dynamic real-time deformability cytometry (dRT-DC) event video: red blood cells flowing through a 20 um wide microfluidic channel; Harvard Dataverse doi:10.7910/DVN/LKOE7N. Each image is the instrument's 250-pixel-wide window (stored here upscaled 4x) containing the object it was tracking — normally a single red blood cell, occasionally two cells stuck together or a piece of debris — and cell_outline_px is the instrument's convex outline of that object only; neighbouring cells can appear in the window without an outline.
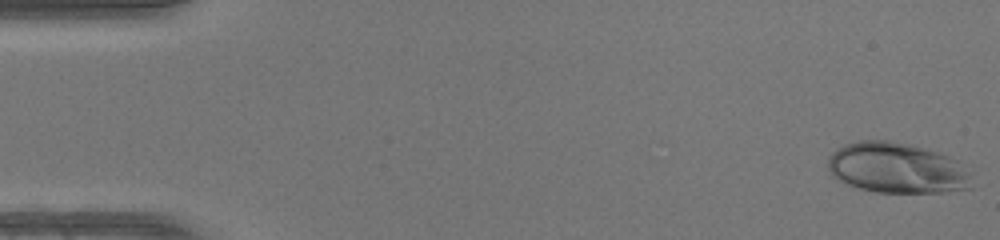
{"species": "human", "species_latin": "Homo sapiens", "temperature_condition": "warm", "stored_images_in_passage": 48, "camera_frame_rate_fps": 3000, "um_per_image_px": 0.085, "donor": {"sex": "female"}, "frame": {"image": 1, "passage_image": 1, "time_ms": 0.0, "image_size_px": [1000, 240], "cell_outline_px": [[972, 188], [944, 192], [876, 192], [860, 188], [836, 180], [832, 176], [828, 168], [828, 156], [836, 148], [844, 144], [860, 140], [888, 140], [928, 148], [960, 160], [972, 176]], "centroid_in_image_um": [76.26, 14.27], "position_along_channel_um": 8.7, "area_um2": 43.0}}
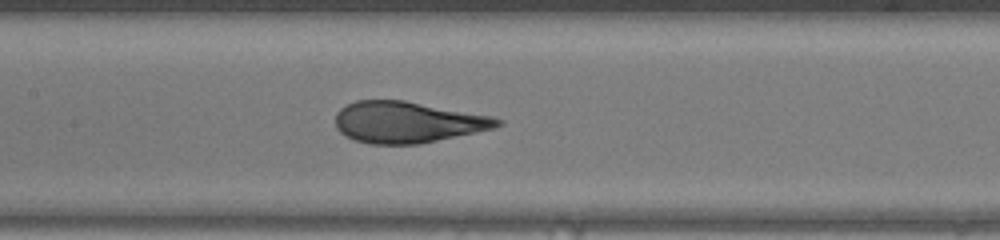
{"frame": {"image": 2, "passage_image": 23, "time_ms": 7.333, "image_size_px": [1000, 240], "cell_outline_px": [[504, 124], [496, 128], [420, 144], [368, 144], [356, 140], [340, 132], [336, 128], [336, 112], [344, 104], [356, 100], [404, 100], [492, 116], [504, 120]], "centroid_in_image_um": [34.65, 10.38], "position_along_channel_um": 172.7, "area_um2": 39.19}}
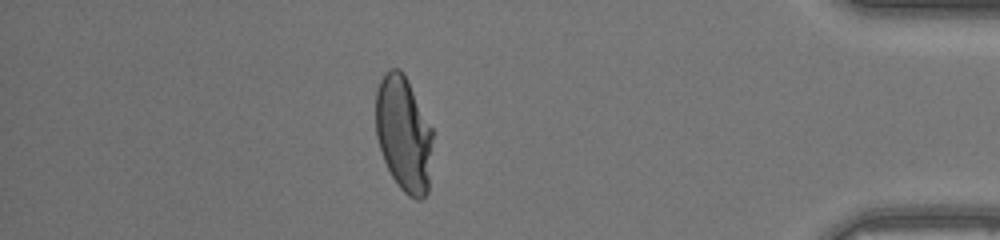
{"frame": {"image": 3, "passage_image": 42, "time_ms": 13.667, "image_size_px": [1000, 240], "cell_outline_px": [[432, 140], [428, 192], [420, 200], [416, 200], [408, 196], [400, 188], [392, 176], [384, 160], [376, 136], [376, 88], [384, 72], [388, 68], [400, 68], [404, 72], [432, 128]], "centroid_in_image_um": [34.3, 11.35], "position_along_channel_um": 400.9, "area_um2": 38.44}, "authors_computed_cell_mechanics": {"area_um2": 39.7664, "velocity_mm_per_s": 4.2838, "shape_relaxation_time_tau1_ms": 7.385, "shape_relaxation_time_tau2_ms": null, "deformation_change_tau1": 0.31, "deformation_change_tau2": null}}